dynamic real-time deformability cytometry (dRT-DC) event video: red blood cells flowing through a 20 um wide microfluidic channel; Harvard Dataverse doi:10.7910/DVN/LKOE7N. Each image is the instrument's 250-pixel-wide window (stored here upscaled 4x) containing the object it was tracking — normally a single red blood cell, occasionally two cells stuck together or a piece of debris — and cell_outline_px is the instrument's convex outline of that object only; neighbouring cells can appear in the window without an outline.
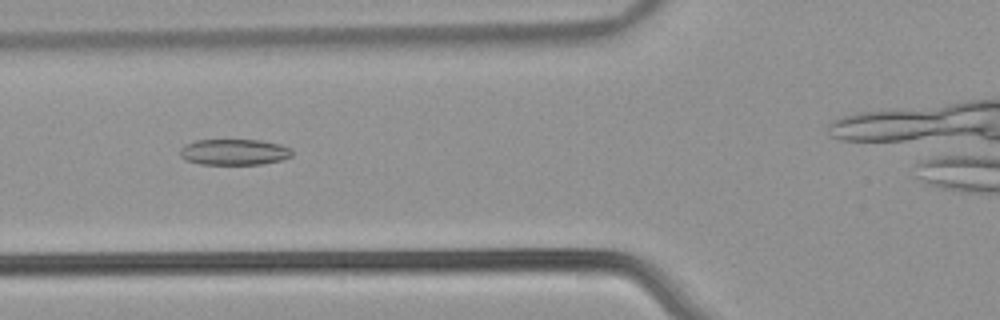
{"species": "common noctule bat (a hibernating species)", "species_latin": "Nyctalus noctula", "temperature_condition": "warm", "stored_images_in_passage": 48, "camera_frame_rate_fps": 3000, "um_per_image_px": 0.085, "animal": {"sex": "male", "body_mass_g": 21.5, "forearm_length_mm": 52.0}, "frame": {"image": 1, "passage_image": 22, "time_ms": 7.0, "image_size_px": [1000, 320], "cell_outline_px": [[292, 156], [280, 160], [260, 164], [200, 164], [184, 160], [180, 156], [180, 148], [184, 144], [196, 140], [260, 140], [280, 144], [292, 148]], "centroid_in_image_um": [19.88, 12.92], "position_along_channel_um": 105.9, "area_um2": 17.05}}
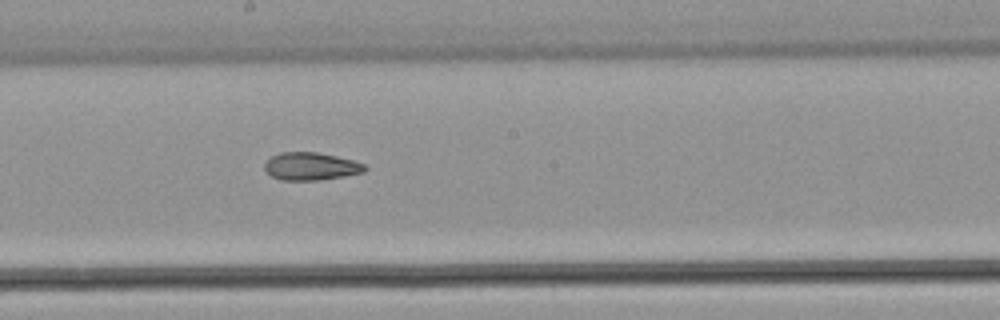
{"frame": {"image": 2, "passage_image": 31, "time_ms": 10.0, "image_size_px": [1000, 320], "cell_outline_px": [[368, 168], [364, 172], [344, 176], [320, 180], [280, 180], [272, 176], [264, 168], [264, 164], [272, 156], [280, 152], [316, 152], [336, 156], [352, 160], [364, 164]], "centroid_in_image_um": [26.43, 14.14], "position_along_channel_um": 221.8, "area_um2": 16.13}}
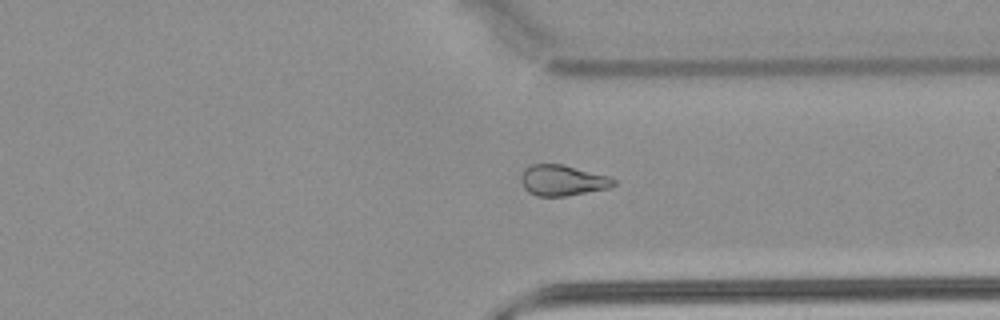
{"frame": {"image": 3, "passage_image": 42, "time_ms": 13.667, "image_size_px": [1000, 320], "cell_outline_px": [[616, 184], [608, 188], [564, 196], [536, 196], [528, 192], [524, 188], [520, 180], [520, 176], [524, 168], [532, 164], [564, 164], [608, 176], [616, 180]], "centroid_in_image_um": [47.78, 15.32], "position_along_channel_um": 363.6, "area_um2": 16.65}, "authors_computed_cell_mechanics": {"area_um2": 17.6868, "velocity_mm_per_s": 3.8617, "shape_relaxation_time_tau1_ms": null, "shape_relaxation_time_tau2_ms": 5.1037, "deformation_change_tau1": null, "deformation_change_tau2": 0.122}}